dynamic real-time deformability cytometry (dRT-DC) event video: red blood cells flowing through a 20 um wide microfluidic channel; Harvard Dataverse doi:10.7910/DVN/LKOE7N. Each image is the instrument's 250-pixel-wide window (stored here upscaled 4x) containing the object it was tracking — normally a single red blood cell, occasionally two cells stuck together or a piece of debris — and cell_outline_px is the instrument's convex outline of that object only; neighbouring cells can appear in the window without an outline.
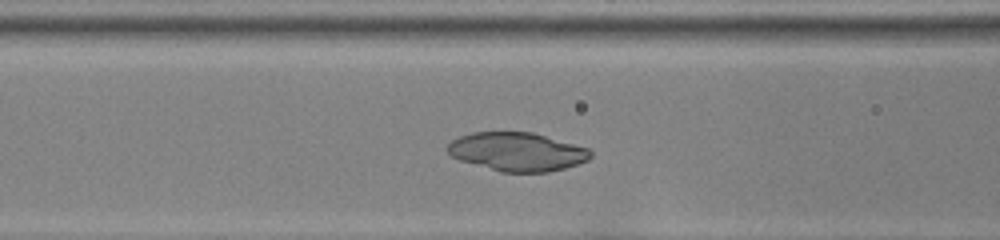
{"species": "common noctule bat (a hibernating species)", "species_latin": "Nyctalus noctula", "temperature_condition": "room temperature", "stored_images_in_passage": 37, "camera_frame_rate_fps": 3000, "um_per_image_px": 0.085, "animal": {"sex": "female", "body_mass_g": 22.0, "forearm_length_mm": 56.7}, "frame": {"image": 1, "passage_image": 16, "time_ms": 5.0, "image_size_px": [1000, 240], "cell_outline_px": [[592, 156], [588, 160], [564, 168], [548, 172], [500, 172], [460, 160], [452, 156], [448, 152], [448, 144], [452, 140], [460, 136], [472, 132], [532, 132], [588, 148], [592, 152]], "centroid_in_image_um": [43.95, 12.9], "position_along_channel_um": 122.6, "area_um2": 31.96}}
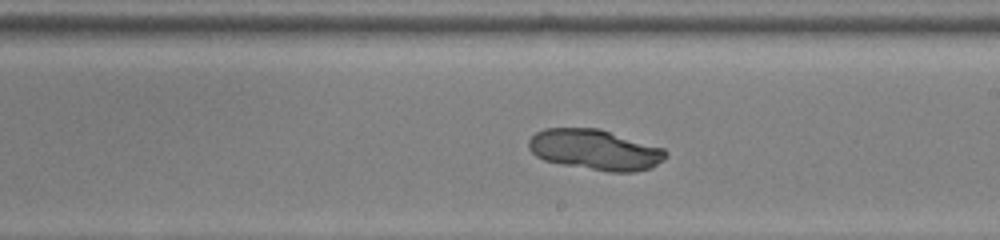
{"frame": {"image": 2, "passage_image": 25, "time_ms": 8.0, "image_size_px": [1000, 240], "cell_outline_px": [[668, 156], [664, 160], [652, 168], [636, 172], [608, 172], [564, 164], [544, 160], [536, 156], [528, 148], [528, 140], [536, 132], [544, 128], [600, 128], [664, 148], [668, 152]], "centroid_in_image_um": [50.62, 12.73], "position_along_channel_um": 238.4, "area_um2": 32.66}}
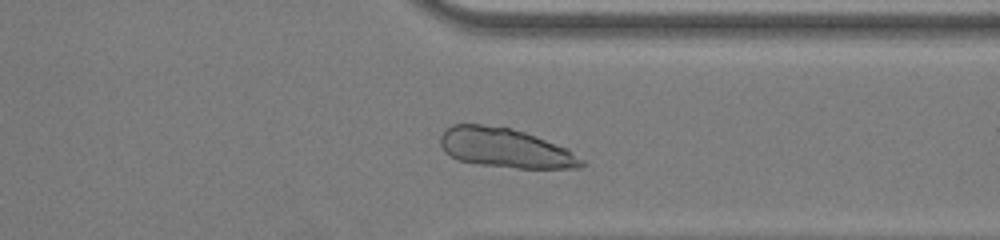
{"frame": {"image": 3, "passage_image": 35, "time_ms": 11.333, "image_size_px": [1000, 240], "cell_outline_px": [[584, 164], [580, 168], [516, 168], [480, 164], [456, 160], [448, 156], [444, 152], [440, 144], [440, 136], [452, 124], [480, 124], [508, 128], [524, 132], [536, 136], [568, 148], [584, 160]], "centroid_in_image_um": [42.94, 12.59], "position_along_channel_um": 368.5, "area_um2": 32.48}}